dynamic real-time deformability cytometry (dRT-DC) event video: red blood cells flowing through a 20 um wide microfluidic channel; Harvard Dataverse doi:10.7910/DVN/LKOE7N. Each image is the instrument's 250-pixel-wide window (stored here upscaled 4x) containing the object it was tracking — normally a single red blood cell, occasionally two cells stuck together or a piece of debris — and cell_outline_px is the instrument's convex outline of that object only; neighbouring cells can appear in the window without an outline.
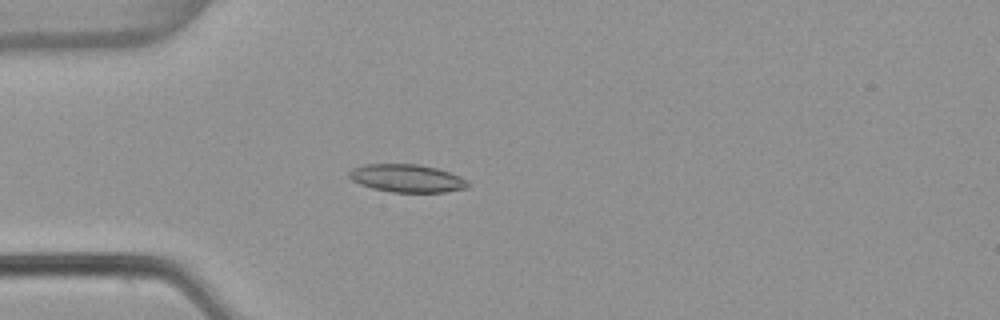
{"species": "common noctule bat (a hibernating species)", "species_latin": "Nyctalus noctula", "temperature_condition": "warm", "stored_images_in_passage": 5, "camera_frame_rate_fps": 3000, "um_per_image_px": 0.085, "animal": {"sex": "female", "body_mass_g": 22.7, "forearm_length_mm": 54.2}, "frame": {"image": 1, "passage_image": 4, "time_ms": 1.0, "image_size_px": [1000, 320], "cell_outline_px": [[468, 188], [444, 192], [392, 192], [372, 188], [360, 184], [352, 180], [348, 176], [348, 172], [352, 168], [364, 164], [416, 164], [436, 168], [460, 176], [468, 180]], "centroid_in_image_um": [34.57, 15.15], "position_along_channel_um": 50.4, "area_um2": 19.31}}